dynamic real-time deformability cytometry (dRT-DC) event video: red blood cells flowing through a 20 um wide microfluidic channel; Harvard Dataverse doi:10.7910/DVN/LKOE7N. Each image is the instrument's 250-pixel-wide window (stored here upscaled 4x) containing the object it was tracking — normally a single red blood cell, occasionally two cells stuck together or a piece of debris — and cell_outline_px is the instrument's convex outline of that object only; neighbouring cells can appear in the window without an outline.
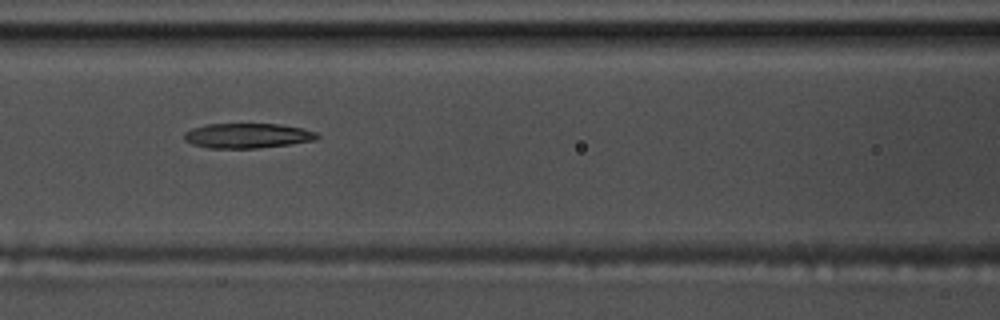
{"species": "common noctule bat (a hibernating species)", "species_latin": "Nyctalus noctula", "temperature_condition": "warm", "stored_images_in_passage": 48, "camera_frame_rate_fps": 3000, "um_per_image_px": 0.085, "animal": {"sex": "male", "body_mass_g": 17.5, "forearm_length_mm": 52.3}, "frame": {"image": 1, "passage_image": 17, "time_ms": 5.333, "image_size_px": [1000, 320], "cell_outline_px": [[320, 136], [316, 140], [288, 144], [256, 148], [208, 148], [192, 144], [184, 140], [184, 132], [192, 128], [208, 124], [280, 124], [300, 128], [316, 132]], "centroid_in_image_um": [21.0, 11.53], "position_along_channel_um": 145.6, "area_um2": 19.19}}
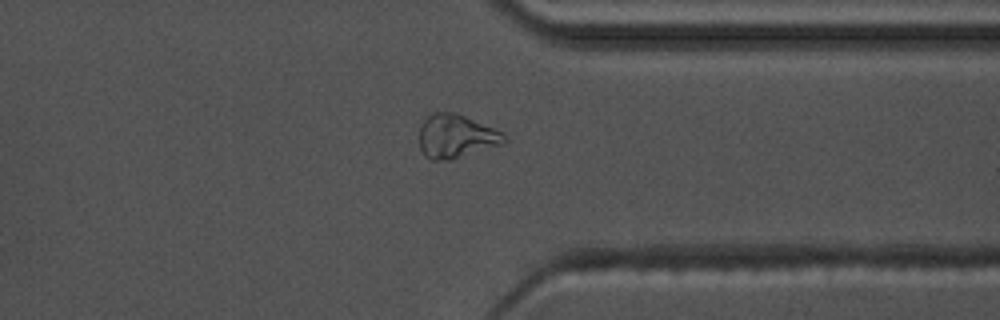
{"frame": {"image": 2, "passage_image": 36, "time_ms": 11.667, "image_size_px": [1000, 320], "cell_outline_px": [[508, 140], [504, 144], [452, 160], [432, 160], [424, 156], [420, 148], [420, 124], [432, 112], [456, 112], [504, 132]], "centroid_in_image_um": [38.79, 11.59], "position_along_channel_um": 372.6, "area_um2": 21.96}}
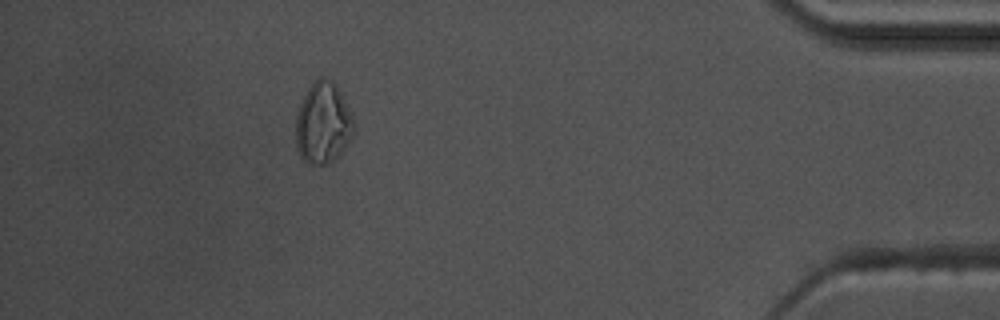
{"frame": {"image": 3, "passage_image": 43, "time_ms": 14.0, "image_size_px": [1000, 320], "cell_outline_px": [[356, 132], [348, 144], [328, 164], [312, 164], [304, 160], [300, 156], [296, 148], [296, 116], [300, 104], [308, 88], [320, 76], [324, 76], [332, 80], [336, 84], [352, 112], [356, 128]], "centroid_in_image_um": [27.49, 10.45], "position_along_channel_um": 407.7, "area_um2": 27.8}}